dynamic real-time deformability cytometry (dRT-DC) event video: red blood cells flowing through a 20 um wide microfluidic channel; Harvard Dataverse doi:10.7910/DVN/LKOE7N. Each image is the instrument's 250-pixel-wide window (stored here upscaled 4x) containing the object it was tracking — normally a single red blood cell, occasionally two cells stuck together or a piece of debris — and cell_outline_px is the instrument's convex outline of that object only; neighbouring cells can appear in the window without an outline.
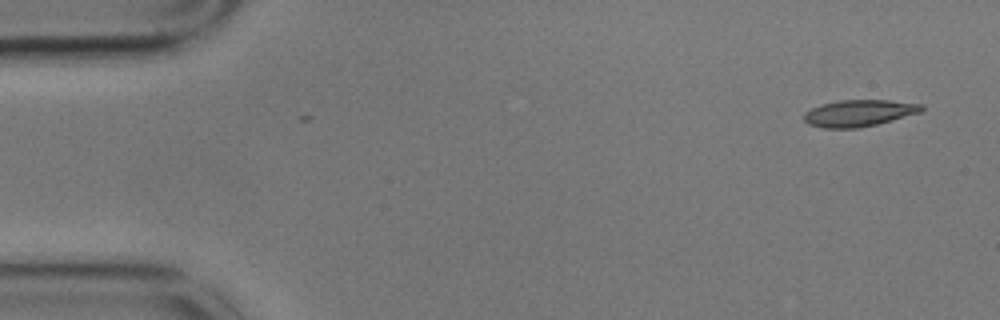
{"species": "common noctule bat (a hibernating species)", "species_latin": "Nyctalus noctula", "temperature_condition": "cold", "stored_images_in_passage": 2, "camera_frame_rate_fps": 3000, "um_per_image_px": 0.085, "animal": {"sex": "male", "body_mass_g": 17.9}, "frame": {"image": 1, "passage_image": 1, "time_ms": 0.0, "image_size_px": [1000, 320], "cell_outline_px": [[924, 108], [920, 112], [876, 124], [856, 128], [824, 128], [808, 124], [804, 120], [804, 112], [820, 104], [840, 100], [888, 100], [924, 104]], "centroid_in_image_um": [72.99, 9.6], "position_along_channel_um": 12.0, "area_um2": 18.15}}